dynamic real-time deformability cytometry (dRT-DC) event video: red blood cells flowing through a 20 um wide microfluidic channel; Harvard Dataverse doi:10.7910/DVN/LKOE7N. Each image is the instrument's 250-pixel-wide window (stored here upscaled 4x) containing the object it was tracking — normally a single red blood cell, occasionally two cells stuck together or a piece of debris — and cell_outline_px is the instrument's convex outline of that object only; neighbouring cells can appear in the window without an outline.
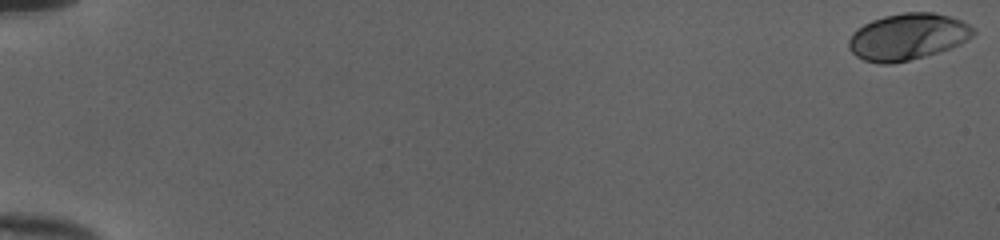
{"species": "human", "species_latin": "Homo sapiens", "temperature_condition": "cold", "stored_images_in_passage": 11, "camera_frame_rate_fps": 3000, "um_per_image_px": 0.085, "donor": {"sex": "female"}, "frame": {"image": 1, "passage_image": 1, "time_ms": 0.0, "image_size_px": [1000, 240], "cell_outline_px": [[976, 32], [972, 36], [960, 44], [924, 56], [892, 64], [880, 64], [864, 60], [856, 56], [848, 48], [848, 40], [852, 32], [864, 24], [872, 20], [884, 16], [904, 12], [932, 12], [948, 16], [960, 20], [976, 28]], "centroid_in_image_um": [77.13, 3.12], "position_along_channel_um": 7.9, "area_um2": 33.7}}